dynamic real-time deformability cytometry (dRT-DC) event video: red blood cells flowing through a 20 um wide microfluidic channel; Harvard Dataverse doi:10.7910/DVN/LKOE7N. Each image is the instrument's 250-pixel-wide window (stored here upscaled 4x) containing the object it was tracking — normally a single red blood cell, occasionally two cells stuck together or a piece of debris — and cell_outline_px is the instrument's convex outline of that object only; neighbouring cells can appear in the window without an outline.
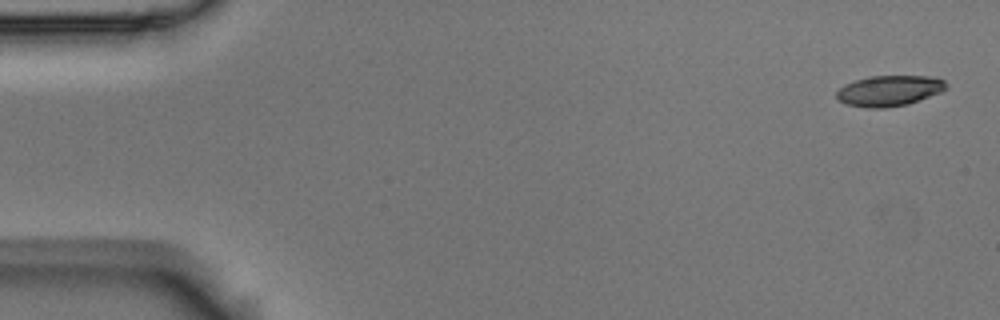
{"species": "Egyptian fruit bat (a non-hibernating species)", "species_latin": "Rousettus aegyptiacus", "temperature_condition": "room temperature", "stored_images_in_passage": 4, "camera_frame_rate_fps": 3000, "um_per_image_px": 0.085, "animal": {"sex": "male"}, "frame": {"image": 1, "passage_image": 1, "time_ms": 0.0, "image_size_px": [1000, 320], "cell_outline_px": [[948, 88], [940, 92], [908, 104], [884, 108], [868, 108], [848, 104], [840, 100], [836, 96], [836, 92], [844, 84], [868, 76], [928, 76], [944, 80], [948, 84]], "centroid_in_image_um": [75.6, 7.7], "position_along_channel_um": 9.4, "area_um2": 19.48}}